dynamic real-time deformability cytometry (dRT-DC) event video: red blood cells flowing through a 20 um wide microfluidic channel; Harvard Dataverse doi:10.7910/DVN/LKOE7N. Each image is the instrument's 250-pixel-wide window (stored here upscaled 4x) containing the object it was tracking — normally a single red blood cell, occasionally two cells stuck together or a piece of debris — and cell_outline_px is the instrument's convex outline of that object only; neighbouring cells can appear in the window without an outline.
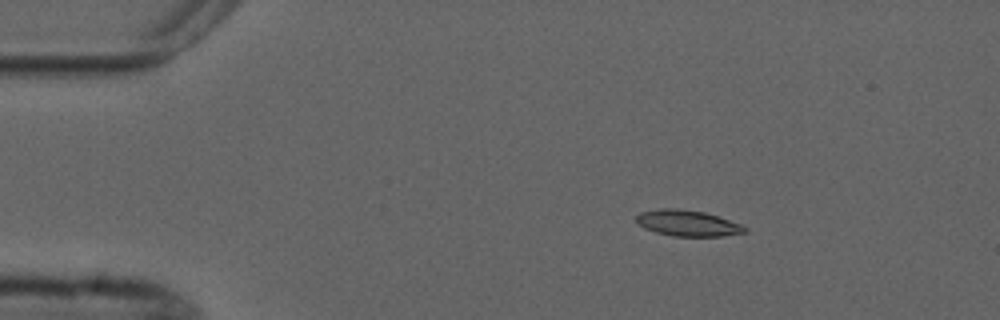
{"species": "common noctule bat (a hibernating species)", "species_latin": "Nyctalus noctula", "temperature_condition": "cold", "stored_images_in_passage": 5, "camera_frame_rate_fps": 3000, "um_per_image_px": 0.085, "animal": {"sex": "male", "forearm_length_mm": 52.5}, "frame": {"image": 1, "passage_image": 3, "time_ms": 2.667, "image_size_px": [1000, 320], "cell_outline_px": [[748, 232], [724, 236], [672, 236], [656, 232], [644, 228], [636, 220], [636, 216], [640, 212], [660, 208], [676, 208], [704, 212], [740, 224], [748, 228]], "centroid_in_image_um": [58.45, 18.97], "position_along_channel_um": 26.6, "area_um2": 16.36}}